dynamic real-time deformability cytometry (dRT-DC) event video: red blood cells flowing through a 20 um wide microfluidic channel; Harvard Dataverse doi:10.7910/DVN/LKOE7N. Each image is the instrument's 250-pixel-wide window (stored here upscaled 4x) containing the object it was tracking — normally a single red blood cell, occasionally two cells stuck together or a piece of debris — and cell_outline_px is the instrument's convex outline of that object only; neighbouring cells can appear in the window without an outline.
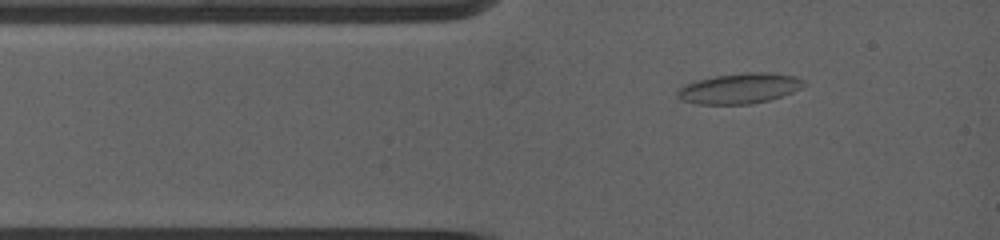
{"species": "common noctule bat (a hibernating species)", "species_latin": "Nyctalus noctula", "temperature_condition": "warm", "stored_images_in_passage": 4, "camera_frame_rate_fps": 5000, "um_per_image_px": 0.085, "animal": {"sex": "female", "body_mass_g": 19.0, "forearm_length_mm": 53.3}, "frame": {"image": 1, "passage_image": 1, "time_ms": 0.0, "image_size_px": [1000, 240], "cell_outline_px": [[804, 84], [780, 96], [768, 100], [748, 104], [700, 104], [684, 100], [676, 96], [676, 92], [680, 88], [688, 84], [700, 80], [716, 76], [796, 76], [804, 80]], "centroid_in_image_um": [62.74, 7.59], "position_along_channel_um": 22.3, "area_um2": 20.23}}
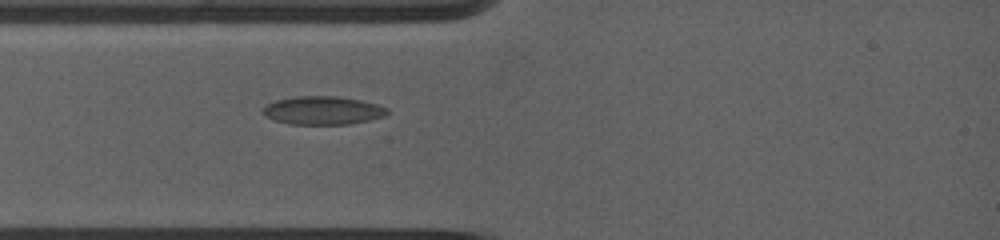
{"frame": {"image": 2, "passage_image": 4, "time_ms": 1.4, "image_size_px": [1000, 240], "cell_outline_px": [[388, 112], [384, 116], [344, 124], [292, 124], [276, 120], [260, 112], [260, 108], [276, 100], [300, 96], [332, 96], [360, 100], [376, 104], [388, 108]], "centroid_in_image_um": [27.39, 9.38], "position_along_channel_um": 57.6, "area_um2": 20.06}}